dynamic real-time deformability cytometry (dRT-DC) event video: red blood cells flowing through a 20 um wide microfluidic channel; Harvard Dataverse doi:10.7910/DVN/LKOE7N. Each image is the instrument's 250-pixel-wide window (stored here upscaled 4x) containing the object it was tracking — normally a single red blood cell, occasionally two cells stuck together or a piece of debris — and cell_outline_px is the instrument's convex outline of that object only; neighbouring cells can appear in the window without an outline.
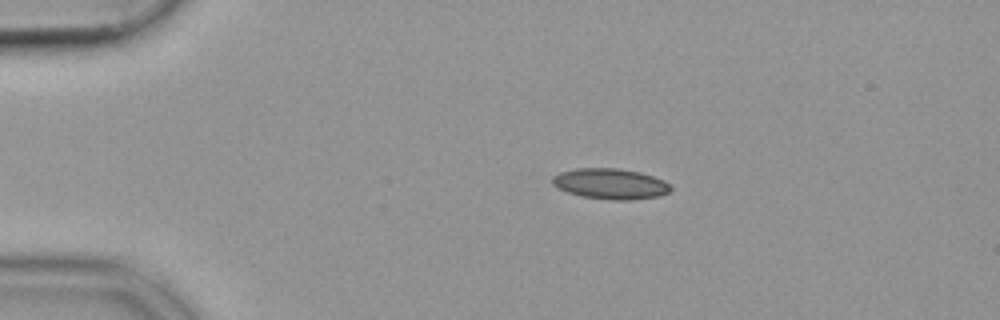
{"species": "common noctule bat (a hibernating species)", "species_latin": "Nyctalus noctula", "temperature_condition": "cold", "stored_images_in_passage": 45, "camera_frame_rate_fps": 3000, "um_per_image_px": 0.085, "animal": {"sex": "female", "body_mass_g": 19.9}, "frame": {"image": 1, "passage_image": 10, "time_ms": 3.0, "image_size_px": [1000, 320], "cell_outline_px": [[672, 188], [668, 192], [660, 196], [628, 200], [612, 200], [584, 196], [568, 192], [552, 184], [552, 176], [560, 172], [576, 168], [620, 168], [640, 172], [664, 180]], "centroid_in_image_um": [51.89, 15.61], "position_along_channel_um": 33.1, "area_um2": 20.98}}
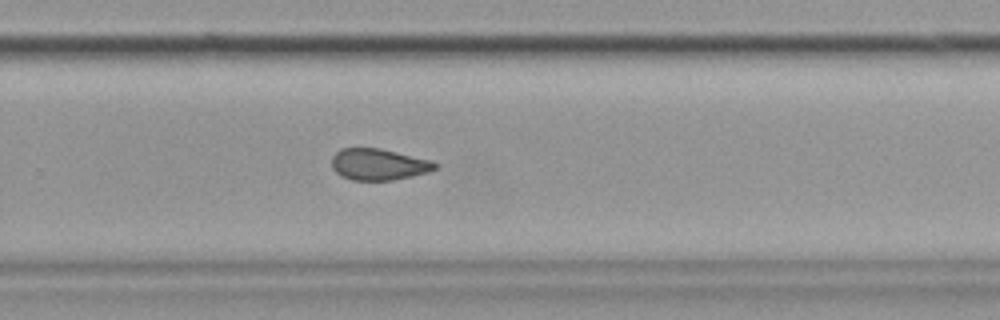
{"frame": {"image": 2, "passage_image": 35, "time_ms": 11.333, "image_size_px": [1000, 320], "cell_outline_px": [[436, 168], [428, 172], [412, 176], [392, 180], [352, 180], [340, 176], [332, 168], [332, 156], [340, 148], [380, 148], [432, 160], [436, 164]], "centroid_in_image_um": [32.15, 13.97], "position_along_channel_um": 297.6, "area_um2": 18.96}}
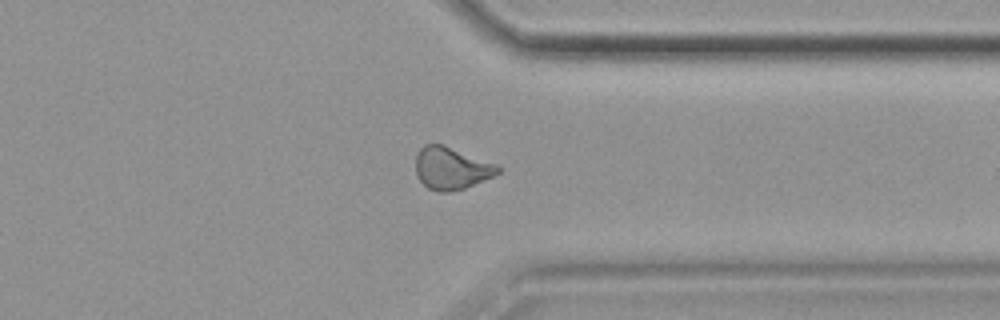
{"frame": {"image": 3, "passage_image": 41, "time_ms": 13.333, "image_size_px": [1000, 320], "cell_outline_px": [[500, 172], [492, 176], [464, 188], [448, 192], [440, 192], [428, 188], [420, 180], [416, 172], [416, 156], [420, 148], [424, 144], [444, 144], [496, 164], [500, 168]], "centroid_in_image_um": [38.34, 14.28], "position_along_channel_um": 373.1, "area_um2": 20.06}}